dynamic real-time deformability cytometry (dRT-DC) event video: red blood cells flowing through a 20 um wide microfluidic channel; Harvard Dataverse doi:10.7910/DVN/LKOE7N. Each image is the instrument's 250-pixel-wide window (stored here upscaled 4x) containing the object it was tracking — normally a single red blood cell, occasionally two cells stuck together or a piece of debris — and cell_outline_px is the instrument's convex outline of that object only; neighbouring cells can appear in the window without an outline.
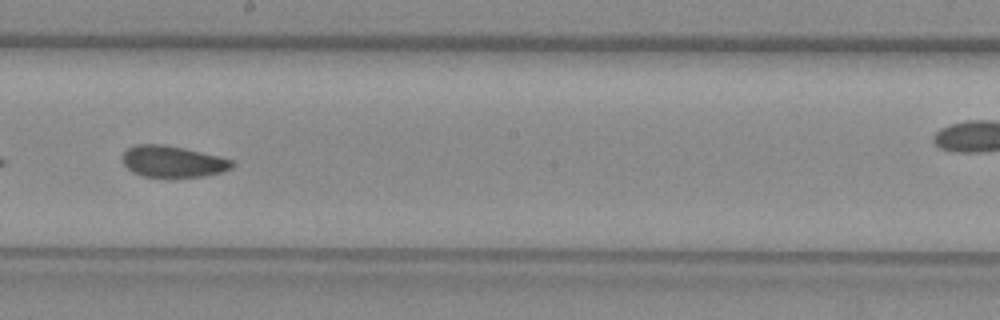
{"species": "common noctule bat (a hibernating species)", "species_latin": "Nyctalus noctula", "temperature_condition": "warm", "stored_images_in_passage": 38, "camera_frame_rate_fps": 3000, "um_per_image_px": 0.085, "animal": {"sex": "female", "body_mass_g": 29.2, "forearm_length_mm": 56.3}, "frame": {"image": 1, "passage_image": 16, "time_ms": 5.0, "image_size_px": [1000, 320], "cell_outline_px": [[236, 164], [232, 168], [224, 172], [204, 176], [168, 180], [140, 176], [132, 172], [120, 160], [124, 152], [128, 148], [136, 144], [160, 144], [184, 148], [232, 160]], "centroid_in_image_um": [14.66, 13.79], "position_along_channel_um": 233.5, "area_um2": 20.87}}
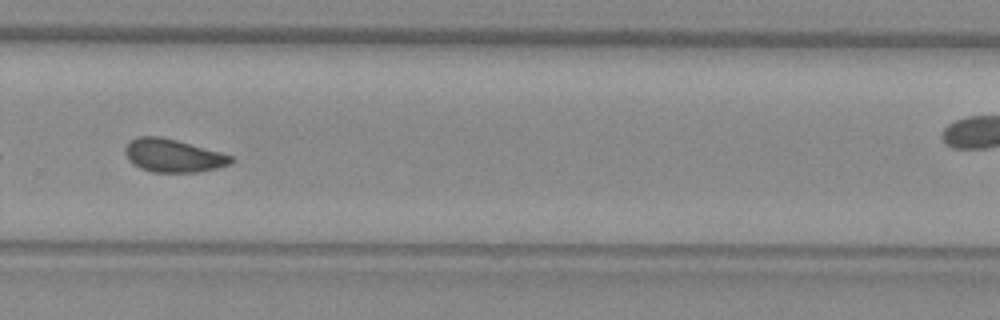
{"frame": {"image": 2, "passage_image": 22, "time_ms": 7.0, "image_size_px": [1000, 320], "cell_outline_px": [[232, 164], [216, 168], [196, 172], [152, 172], [140, 168], [128, 160], [124, 152], [124, 148], [132, 140], [140, 136], [160, 136], [176, 140], [220, 152], [232, 156]], "centroid_in_image_um": [14.7, 13.23], "position_along_channel_um": 315.1, "area_um2": 20.23}}